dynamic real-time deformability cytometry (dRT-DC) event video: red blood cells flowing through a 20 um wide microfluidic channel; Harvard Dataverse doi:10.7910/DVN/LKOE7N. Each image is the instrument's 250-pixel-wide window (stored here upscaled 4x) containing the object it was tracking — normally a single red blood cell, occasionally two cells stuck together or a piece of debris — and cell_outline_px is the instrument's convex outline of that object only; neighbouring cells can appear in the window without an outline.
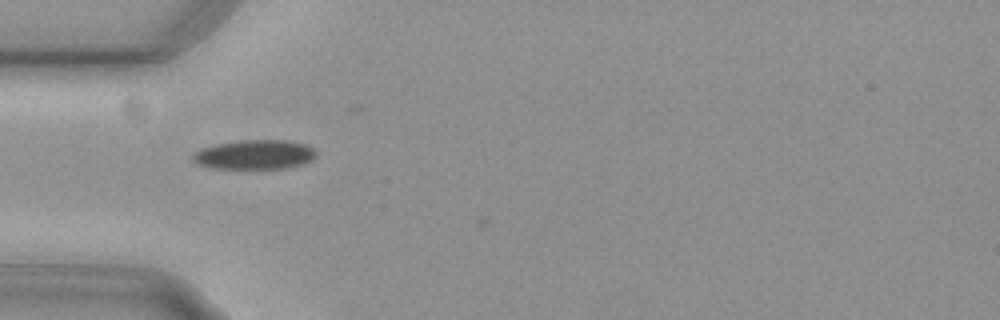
{"species": "common noctule bat (a hibernating species)", "species_latin": "Nyctalus noctula", "temperature_condition": "cold", "stored_images_in_passage": 29, "camera_frame_rate_fps": 3000, "um_per_image_px": 0.085, "animal": {"sex": "female", "body_mass_g": 29.2, "forearm_length_mm": 56.3}, "frame": {"image": 1, "passage_image": 2, "time_ms": 0.333, "image_size_px": [1000, 320], "cell_outline_px": [[316, 156], [312, 160], [300, 164], [284, 168], [212, 168], [200, 164], [192, 160], [192, 156], [200, 148], [216, 144], [248, 140], [284, 140], [304, 144], [312, 148], [316, 152]], "centroid_in_image_um": [21.64, 13.14], "position_along_channel_um": 63.4, "area_um2": 20.75}}
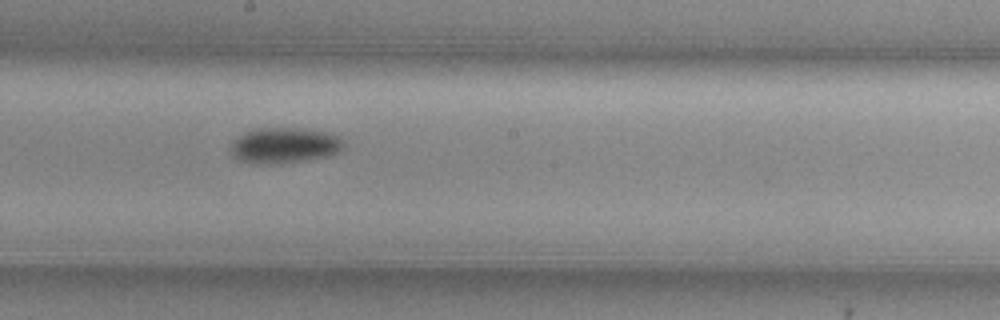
{"frame": {"image": 2, "passage_image": 15, "time_ms": 4.667, "image_size_px": [1000, 320], "cell_outline_px": [[344, 148], [340, 152], [332, 156], [308, 160], [280, 164], [248, 164], [232, 156], [228, 152], [232, 140], [244, 132], [260, 128], [296, 128], [332, 132], [340, 136], [344, 140]], "centroid_in_image_um": [24.19, 12.38], "position_along_channel_um": 224.0, "area_um2": 24.39}}
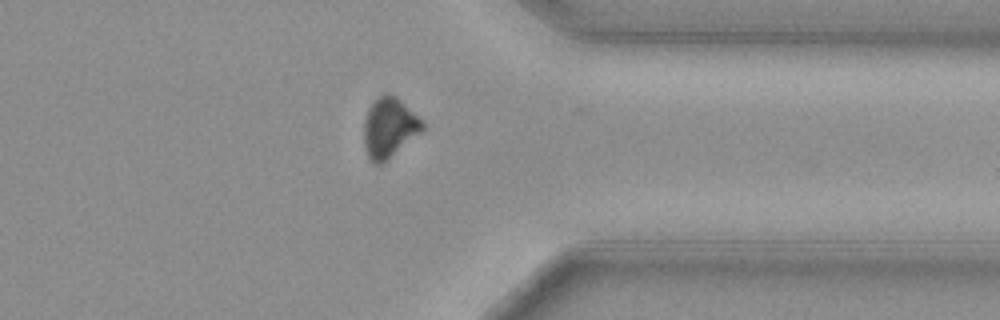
{"frame": {"image": 3, "passage_image": 28, "time_ms": 9.0, "image_size_px": [1000, 320], "cell_outline_px": [[424, 128], [420, 132], [388, 160], [380, 164], [376, 164], [368, 156], [364, 148], [364, 120], [368, 108], [384, 92], [388, 92], [396, 96], [424, 120]], "centroid_in_image_um": [33.09, 10.83], "position_along_channel_um": 378.3, "area_um2": 20.46}, "authors_computed_cell_mechanics": {"area_um2": 22.1374, "velocity_mm_per_s": 3.7354, "shape_relaxation_time_tau1_ms": 4.1816, "shape_relaxation_time_tau2_ms": null, "deformation_change_tau1": 0.1133, "deformation_change_tau2": null}}